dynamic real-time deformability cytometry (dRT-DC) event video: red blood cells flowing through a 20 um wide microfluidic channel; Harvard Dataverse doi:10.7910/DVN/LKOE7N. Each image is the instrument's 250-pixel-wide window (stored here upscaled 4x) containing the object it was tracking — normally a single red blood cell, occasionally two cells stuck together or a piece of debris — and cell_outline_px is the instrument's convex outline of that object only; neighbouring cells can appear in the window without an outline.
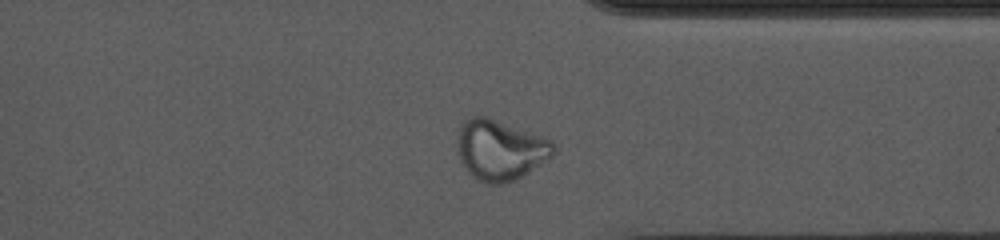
{"species": "common noctule bat (a hibernating species)", "species_latin": "Nyctalus noctula", "temperature_condition": "cold", "stored_images_in_passage": 53, "camera_frame_rate_fps": 3000, "um_per_image_px": 0.085, "animal": {"sex": "female", "body_mass_g": 10.0, "forearm_length_mm": 53.1}, "frame": {"image": 1, "passage_image": 40, "time_ms": 13.0, "image_size_px": [1000, 240], "cell_outline_px": [[556, 152], [552, 156], [528, 172], [512, 180], [500, 184], [488, 184], [480, 180], [468, 172], [460, 160], [456, 152], [456, 140], [460, 124], [464, 120], [472, 116], [484, 116], [552, 140], [556, 144]], "centroid_in_image_um": [42.48, 12.73], "position_along_channel_um": 368.9, "area_um2": 33.64}}
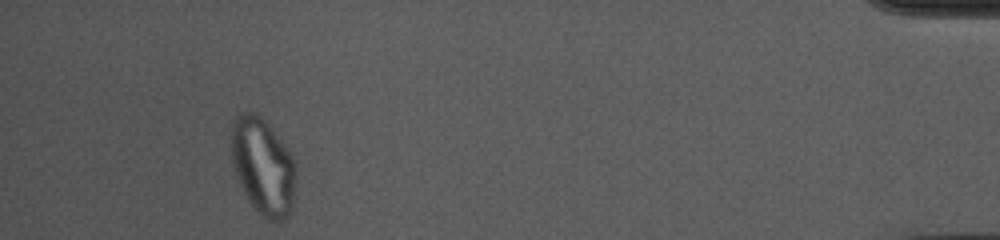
{"frame": {"image": 2, "passage_image": 49, "time_ms": 16.0, "image_size_px": [1000, 240], "cell_outline_px": [[296, 184], [292, 212], [288, 216], [280, 220], [268, 220], [248, 200], [240, 184], [232, 164], [232, 120], [240, 112], [256, 112], [272, 128], [292, 152], [296, 160]], "centroid_in_image_um": [22.4, 14.11], "position_along_channel_um": 412.8, "area_um2": 36.82}}